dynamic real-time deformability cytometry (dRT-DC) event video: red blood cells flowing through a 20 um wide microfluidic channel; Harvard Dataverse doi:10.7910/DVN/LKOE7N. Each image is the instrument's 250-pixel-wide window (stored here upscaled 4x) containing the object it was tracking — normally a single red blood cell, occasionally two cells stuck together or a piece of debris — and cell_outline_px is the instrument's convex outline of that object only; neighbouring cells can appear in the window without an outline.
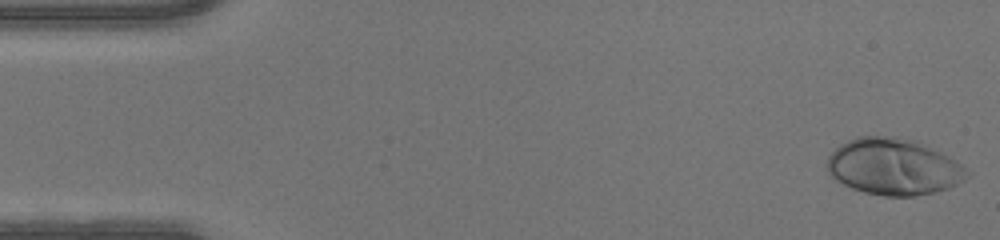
{"species": "human", "species_latin": "Homo sapiens", "temperature_condition": "warm", "stored_images_in_passage": 47, "camera_frame_rate_fps": 3000, "um_per_image_px": 0.085, "donor": {"sex": "male"}, "frame": {"image": 1, "passage_image": 1, "time_ms": 0.0, "image_size_px": [1000, 240], "cell_outline_px": [[968, 176], [964, 180], [948, 188], [932, 192], [912, 196], [884, 196], [864, 192], [852, 188], [836, 180], [828, 172], [828, 156], [840, 144], [856, 136], [896, 136], [916, 140], [948, 156], [960, 164], [964, 168]], "centroid_in_image_um": [75.92, 14.16], "position_along_channel_um": 9.1, "area_um2": 45.72}}
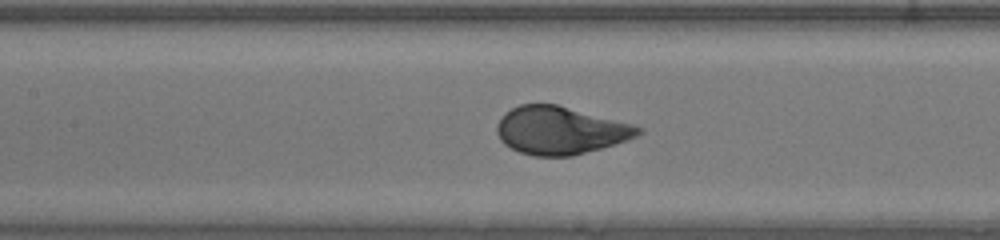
{"frame": {"image": 2, "passage_image": 21, "time_ms": 6.667, "image_size_px": [1000, 240], "cell_outline_px": [[644, 132], [636, 136], [600, 148], [572, 156], [532, 156], [520, 152], [504, 144], [500, 140], [496, 132], [496, 124], [504, 112], [520, 104], [556, 104], [632, 124], [644, 128]], "centroid_in_image_um": [47.57, 11.08], "position_along_channel_um": 159.8, "area_um2": 39.13}}
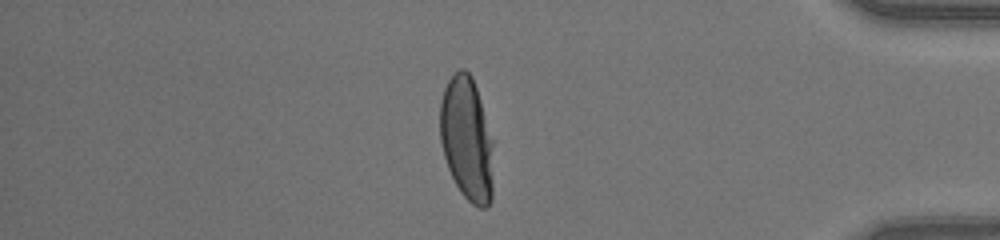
{"frame": {"image": 3, "passage_image": 40, "time_ms": 13.0, "image_size_px": [1000, 240], "cell_outline_px": [[492, 200], [484, 208], [480, 208], [472, 204], [460, 192], [448, 168], [444, 156], [440, 140], [440, 100], [444, 88], [448, 80], [460, 68], [464, 68], [472, 76], [480, 100], [492, 140]], "centroid_in_image_um": [39.66, 11.81], "position_along_channel_um": 395.5, "area_um2": 38.26}}